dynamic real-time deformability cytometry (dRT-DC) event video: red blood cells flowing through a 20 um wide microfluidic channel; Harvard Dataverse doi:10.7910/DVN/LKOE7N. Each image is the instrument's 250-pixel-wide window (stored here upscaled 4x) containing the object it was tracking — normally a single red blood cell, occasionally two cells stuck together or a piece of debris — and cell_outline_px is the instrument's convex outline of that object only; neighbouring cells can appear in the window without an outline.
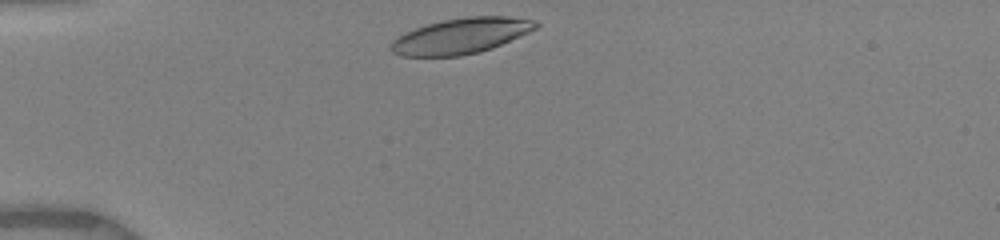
{"species": "human", "species_latin": "Homo sapiens", "temperature_condition": "warm", "stored_images_in_passage": 19, "camera_frame_rate_fps": 3000, "um_per_image_px": 0.085, "donor": {"sex": "female"}, "frame": {"image": 1, "passage_image": 1, "time_ms": 0.0, "image_size_px": [1000, 240], "cell_outline_px": [[540, 24], [536, 28], [528, 32], [492, 48], [480, 52], [460, 56], [400, 56], [392, 52], [392, 44], [404, 32], [428, 24], [444, 20], [468, 16], [508, 16], [536, 20]], "centroid_in_image_um": [39.22, 3.05], "position_along_channel_um": 45.8, "area_um2": 29.71}}
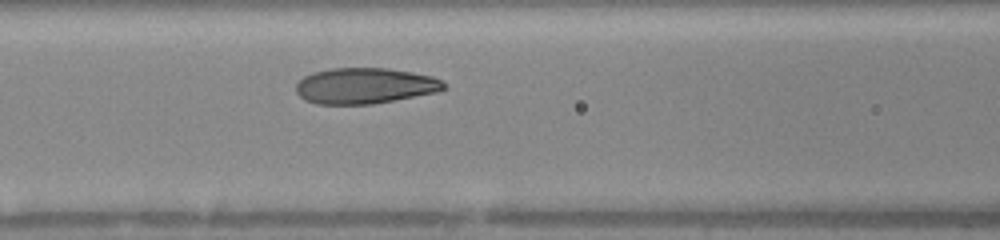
{"frame": {"image": 2, "passage_image": 13, "time_ms": 3.0, "image_size_px": [1000, 240], "cell_outline_px": [[448, 88], [436, 92], [372, 104], [316, 104], [304, 100], [296, 92], [296, 84], [304, 76], [312, 72], [332, 68], [388, 68], [412, 72], [432, 76], [448, 84]], "centroid_in_image_um": [31.01, 7.29], "position_along_channel_um": 135.6, "area_um2": 30.98}}
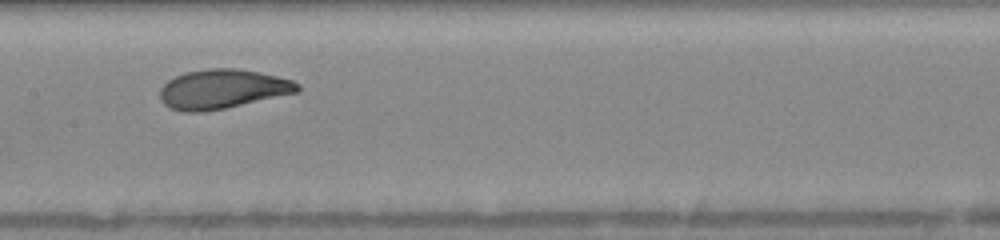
{"frame": {"image": 3, "passage_image": 18, "time_ms": 4.333, "image_size_px": [1000, 240], "cell_outline_px": [[300, 88], [296, 92], [224, 108], [204, 112], [180, 112], [168, 108], [160, 100], [160, 88], [168, 80], [176, 76], [188, 72], [208, 68], [240, 68], [260, 72], [292, 80], [300, 84]], "centroid_in_image_um": [18.86, 7.57], "position_along_channel_um": 188.5, "area_um2": 31.44}}